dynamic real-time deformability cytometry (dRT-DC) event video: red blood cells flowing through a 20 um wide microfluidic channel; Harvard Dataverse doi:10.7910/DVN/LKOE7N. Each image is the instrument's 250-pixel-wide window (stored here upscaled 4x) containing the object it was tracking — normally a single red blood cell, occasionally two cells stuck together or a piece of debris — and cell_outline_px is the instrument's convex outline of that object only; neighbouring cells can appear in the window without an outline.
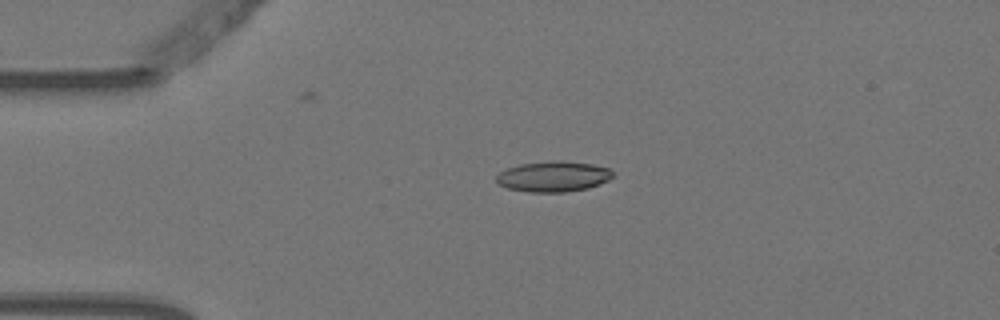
{"species": "Egyptian fruit bat (a non-hibernating species)", "species_latin": "Rousettus aegyptiacus", "temperature_condition": "warm", "stored_images_in_passage": 4, "camera_frame_rate_fps": 3000, "um_per_image_px": 0.085, "animal": {"sex": "female"}, "frame": {"image": 1, "passage_image": 2, "time_ms": 0.333, "image_size_px": [1000, 320], "cell_outline_px": [[612, 176], [608, 180], [600, 184], [588, 188], [568, 192], [528, 192], [508, 188], [496, 184], [496, 176], [500, 172], [508, 168], [520, 164], [552, 160], [560, 160], [592, 164], [608, 168], [612, 172]], "centroid_in_image_um": [47.01, 15.0], "position_along_channel_um": 38.0, "area_um2": 20.81}}